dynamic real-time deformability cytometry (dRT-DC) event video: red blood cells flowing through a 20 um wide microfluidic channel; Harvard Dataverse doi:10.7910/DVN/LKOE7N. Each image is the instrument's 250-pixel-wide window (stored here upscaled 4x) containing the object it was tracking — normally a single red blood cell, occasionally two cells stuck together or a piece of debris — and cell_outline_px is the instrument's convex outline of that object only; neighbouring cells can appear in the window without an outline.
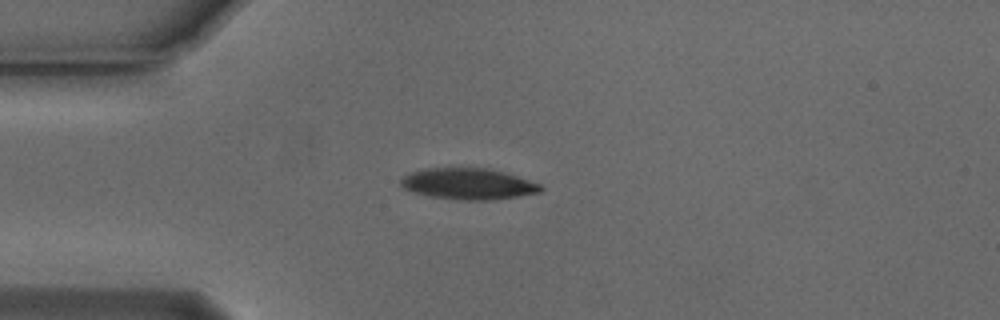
{"species": "Egyptian fruit bat (a non-hibernating species)", "species_latin": "Rousettus aegyptiacus", "temperature_condition": "cold", "stored_images_in_passage": 41, "camera_frame_rate_fps": 3000, "um_per_image_px": 0.085, "animal": {"sex": "male"}, "frame": {"image": 1, "passage_image": 1, "time_ms": 0.0, "image_size_px": [1000, 320], "cell_outline_px": [[544, 188], [540, 192], [492, 200], [460, 200], [428, 196], [404, 188], [400, 184], [400, 180], [404, 176], [412, 172], [424, 168], [488, 168], [504, 172], [540, 184]], "centroid_in_image_um": [39.79, 15.63], "position_along_channel_um": 45.2, "area_um2": 25.2}}
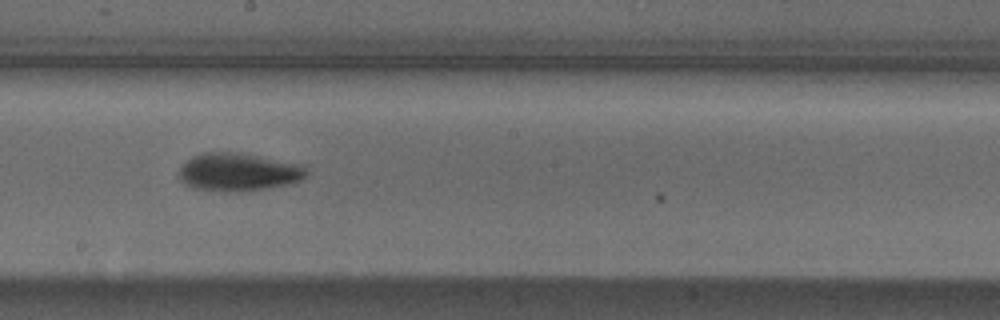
{"frame": {"image": 2, "passage_image": 17, "time_ms": 5.333, "image_size_px": [1000, 320], "cell_outline_px": [[308, 172], [300, 180], [292, 184], [268, 188], [236, 192], [224, 192], [192, 188], [184, 184], [176, 176], [180, 168], [192, 156], [204, 152], [240, 152], [300, 164]], "centroid_in_image_um": [20.22, 14.63], "position_along_channel_um": 228.0, "area_um2": 28.5}}
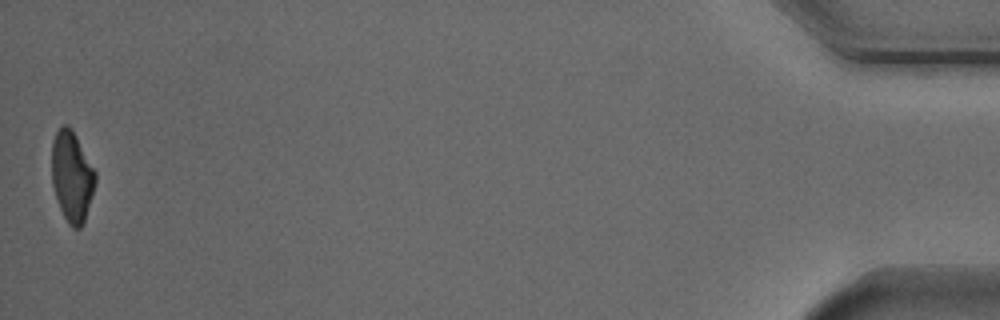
{"frame": {"image": 3, "passage_image": 41, "time_ms": 13.333, "image_size_px": [1000, 320], "cell_outline_px": [[96, 180], [92, 196], [84, 224], [80, 228], [72, 228], [68, 224], [60, 208], [52, 184], [52, 140], [56, 132], [64, 124], [68, 124], [72, 128], [96, 172]], "centroid_in_image_um": [6.12, 15.0], "position_along_channel_um": 429.1, "area_um2": 23.06}, "authors_computed_cell_mechanics": {"area_um2": 26.01, "velocity_mm_per_s": 3.7643, "shape_relaxation_time_tau1_ms": 2.0187, "shape_relaxation_time_tau2_ms": 10.7145, "deformation_change_tau1": 0.1325, "deformation_change_tau2": 0.1784}}